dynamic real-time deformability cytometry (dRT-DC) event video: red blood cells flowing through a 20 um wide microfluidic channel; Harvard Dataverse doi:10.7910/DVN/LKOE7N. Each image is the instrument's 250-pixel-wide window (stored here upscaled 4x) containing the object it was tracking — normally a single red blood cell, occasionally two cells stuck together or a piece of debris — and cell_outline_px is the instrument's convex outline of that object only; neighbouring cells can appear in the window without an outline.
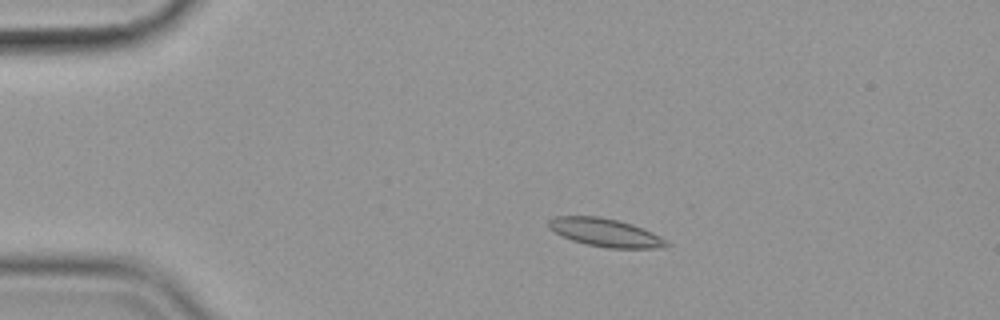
{"species": "common noctule bat (a hibernating species)", "species_latin": "Nyctalus noctula", "temperature_condition": "cold", "stored_images_in_passage": 46, "camera_frame_rate_fps": 3000, "um_per_image_px": 0.085, "animal": {"sex": "female", "body_mass_g": 19.9}, "frame": {"image": 1, "passage_image": 1, "time_ms": 0.0, "image_size_px": [1000, 320], "cell_outline_px": [[672, 244], [660, 248], [608, 248], [584, 244], [572, 240], [548, 228], [548, 220], [556, 216], [596, 216], [616, 220], [632, 224], [652, 232], [668, 240]], "centroid_in_image_um": [51.48, 19.77], "position_along_channel_um": 33.5, "area_um2": 19.31}}
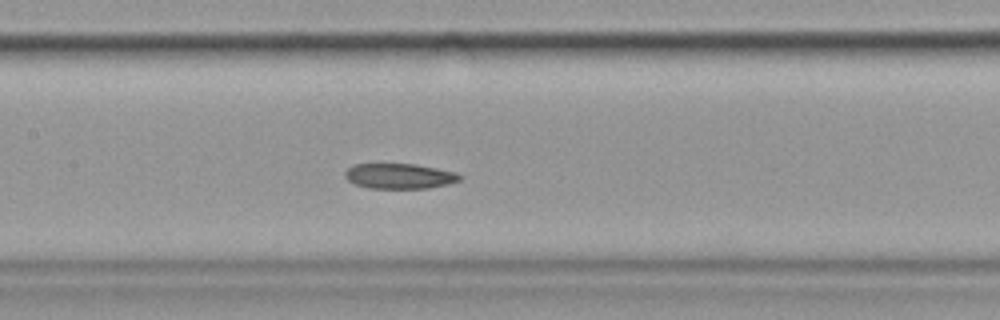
{"frame": {"image": 2, "passage_image": 17, "time_ms": 5.333, "image_size_px": [1000, 320], "cell_outline_px": [[464, 176], [460, 180], [448, 184], [428, 188], [368, 188], [356, 184], [348, 180], [344, 176], [344, 172], [352, 164], [416, 164], [456, 172]], "centroid_in_image_um": [33.96, 14.96], "position_along_channel_um": 173.4, "area_um2": 16.94}}
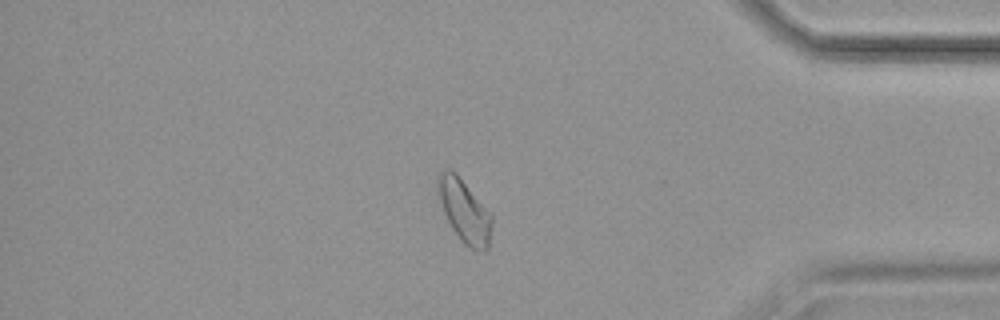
{"frame": {"image": 3, "passage_image": 38, "time_ms": 12.333, "image_size_px": [1000, 320], "cell_outline_px": [[492, 224], [488, 248], [484, 252], [472, 248], [464, 244], [460, 240], [452, 228], [444, 212], [440, 200], [436, 180], [448, 168], [456, 172], [492, 216]], "centroid_in_image_um": [39.49, 17.96], "position_along_channel_um": 395.7, "area_um2": 19.25}, "authors_computed_cell_mechanics": {"area_um2": 18.1781, "velocity_mm_per_s": 3.545, "shape_relaxation_time_tau1_ms": null, "shape_relaxation_time_tau2_ms": 11.1307, "deformation_change_tau1": null, "deformation_change_tau2": 0.1525}}